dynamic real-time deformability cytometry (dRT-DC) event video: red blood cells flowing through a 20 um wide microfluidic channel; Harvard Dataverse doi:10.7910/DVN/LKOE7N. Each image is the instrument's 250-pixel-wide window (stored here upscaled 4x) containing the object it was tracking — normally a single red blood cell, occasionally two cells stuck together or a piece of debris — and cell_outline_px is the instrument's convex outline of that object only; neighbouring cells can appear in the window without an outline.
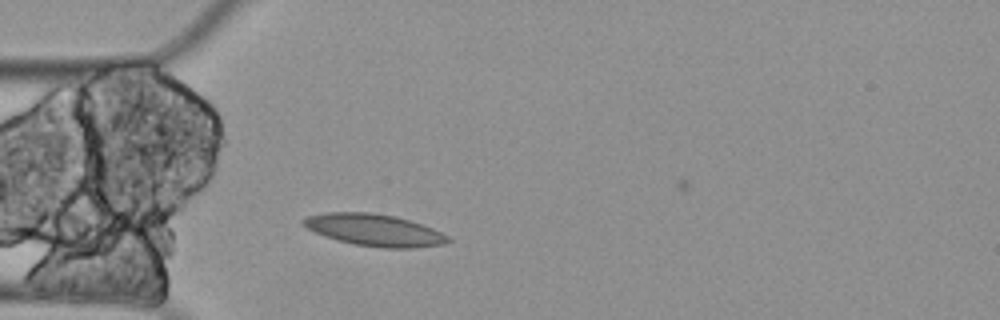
{"species": "Egyptian fruit bat (a non-hibernating species)", "species_latin": "Rousettus aegyptiacus", "temperature_condition": "cold", "stored_images_in_passage": 44, "camera_frame_rate_fps": 3000, "um_per_image_px": 0.085, "animal": {"sex": "female"}, "frame": {"image": 1, "passage_image": 1, "time_ms": 0.0, "image_size_px": [1000, 320], "cell_outline_px": [[452, 240], [444, 244], [412, 248], [380, 248], [352, 244], [336, 240], [324, 236], [300, 224], [308, 216], [324, 212], [368, 212], [396, 216], [432, 228], [448, 236]], "centroid_in_image_um": [31.81, 19.56], "position_along_channel_um": 53.2, "area_um2": 26.88}}
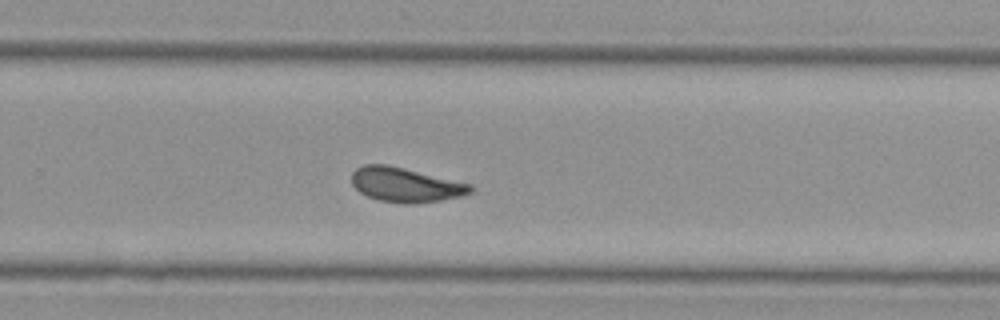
{"frame": {"image": 2, "passage_image": 23, "time_ms": 7.333, "image_size_px": [1000, 320], "cell_outline_px": [[476, 188], [472, 192], [460, 196], [440, 200], [416, 204], [404, 204], [380, 200], [368, 196], [360, 192], [352, 184], [352, 172], [356, 168], [364, 164], [388, 164], [472, 184]], "centroid_in_image_um": [34.49, 15.7], "position_along_channel_um": 295.3, "area_um2": 23.99}}
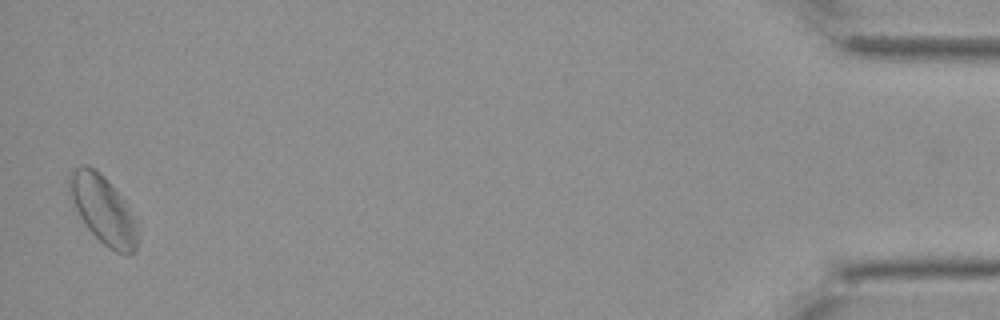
{"frame": {"image": 3, "passage_image": 43, "time_ms": 14.0, "image_size_px": [1000, 320], "cell_outline_px": [[140, 232], [136, 248], [128, 256], [116, 252], [108, 248], [88, 228], [80, 216], [76, 208], [68, 188], [68, 176], [72, 168], [84, 164], [88, 164], [96, 168], [104, 176], [120, 196], [136, 224]], "centroid_in_image_um": [8.75, 17.81], "position_along_channel_um": 426.5, "area_um2": 26.76}}